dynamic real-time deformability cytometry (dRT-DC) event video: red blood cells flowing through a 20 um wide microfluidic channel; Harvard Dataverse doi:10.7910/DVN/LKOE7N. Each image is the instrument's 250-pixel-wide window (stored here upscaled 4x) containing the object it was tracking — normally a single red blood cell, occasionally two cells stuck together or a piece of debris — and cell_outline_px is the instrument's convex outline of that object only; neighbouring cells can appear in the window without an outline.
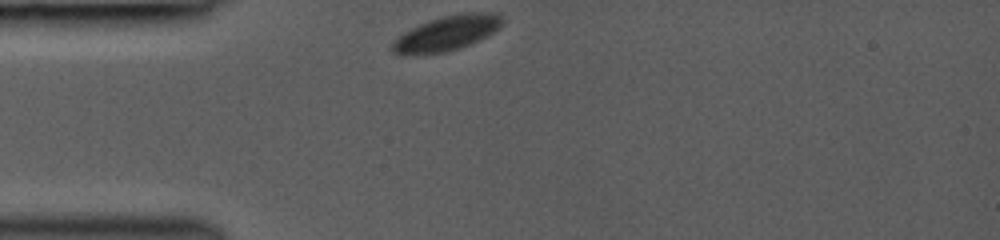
{"species": "common noctule bat (a hibernating species)", "species_latin": "Nyctalus noctula", "temperature_condition": "room temperature", "stored_images_in_passage": 31, "camera_frame_rate_fps": 3000, "um_per_image_px": 0.085, "animal": {"sex": "female", "body_mass_g": 19.0, "forearm_length_mm": 53.3}, "frame": {"image": 1, "passage_image": 1, "time_ms": 0.0, "image_size_px": [1000, 240], "cell_outline_px": [[504, 24], [500, 28], [460, 48], [444, 52], [420, 56], [400, 56], [392, 52], [392, 40], [396, 36], [420, 24], [444, 16], [464, 12], [492, 12], [500, 16], [504, 20]], "centroid_in_image_um": [37.9, 2.86], "position_along_channel_um": 47.1, "area_um2": 22.54}}
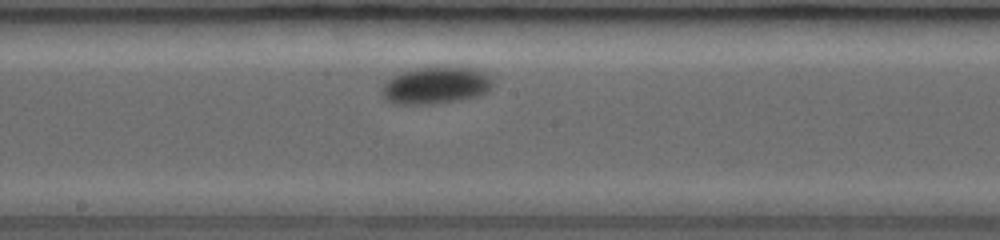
{"frame": {"image": 2, "passage_image": 15, "time_ms": 4.667, "image_size_px": [1000, 240], "cell_outline_px": [[492, 88], [476, 96], [460, 100], [432, 104], [396, 104], [384, 100], [384, 84], [392, 76], [400, 72], [420, 68], [444, 64], [472, 68], [488, 72], [492, 80]], "centroid_in_image_um": [37.09, 7.22], "position_along_channel_um": 211.1, "area_um2": 24.39}}
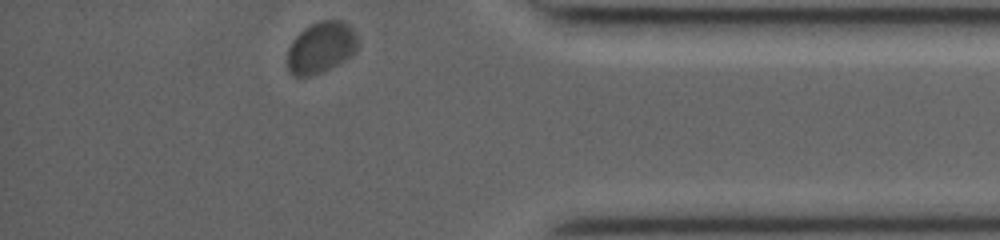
{"frame": {"image": 3, "passage_image": 31, "time_ms": 10.0, "image_size_px": [1000, 240], "cell_outline_px": [[360, 44], [356, 52], [352, 56], [320, 72], [308, 76], [296, 76], [288, 68], [288, 48], [292, 40], [304, 28], [320, 20], [340, 20], [348, 24], [356, 32]], "centroid_in_image_um": [27.33, 4.0], "position_along_channel_um": 407.9, "area_um2": 21.04}}